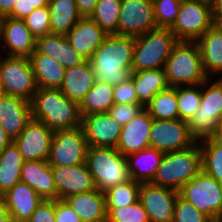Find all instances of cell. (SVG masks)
<instances>
[{"label":"cell","mask_w":222,"mask_h":222,"mask_svg":"<svg viewBox=\"0 0 222 222\" xmlns=\"http://www.w3.org/2000/svg\"><path fill=\"white\" fill-rule=\"evenodd\" d=\"M135 37L108 34L89 60L94 82L117 85L130 78Z\"/></svg>","instance_id":"cell-1"},{"label":"cell","mask_w":222,"mask_h":222,"mask_svg":"<svg viewBox=\"0 0 222 222\" xmlns=\"http://www.w3.org/2000/svg\"><path fill=\"white\" fill-rule=\"evenodd\" d=\"M32 119L43 122L53 132L81 126L79 104L59 88L38 87L31 100Z\"/></svg>","instance_id":"cell-2"},{"label":"cell","mask_w":222,"mask_h":222,"mask_svg":"<svg viewBox=\"0 0 222 222\" xmlns=\"http://www.w3.org/2000/svg\"><path fill=\"white\" fill-rule=\"evenodd\" d=\"M201 170L202 153L199 142H196L186 149L164 153L150 183L179 191Z\"/></svg>","instance_id":"cell-3"},{"label":"cell","mask_w":222,"mask_h":222,"mask_svg":"<svg viewBox=\"0 0 222 222\" xmlns=\"http://www.w3.org/2000/svg\"><path fill=\"white\" fill-rule=\"evenodd\" d=\"M85 163L95 187L103 193L132 180L126 157L115 147L89 146Z\"/></svg>","instance_id":"cell-4"},{"label":"cell","mask_w":222,"mask_h":222,"mask_svg":"<svg viewBox=\"0 0 222 222\" xmlns=\"http://www.w3.org/2000/svg\"><path fill=\"white\" fill-rule=\"evenodd\" d=\"M164 71L169 87L202 84L208 78L196 41H177L165 62Z\"/></svg>","instance_id":"cell-5"},{"label":"cell","mask_w":222,"mask_h":222,"mask_svg":"<svg viewBox=\"0 0 222 222\" xmlns=\"http://www.w3.org/2000/svg\"><path fill=\"white\" fill-rule=\"evenodd\" d=\"M177 41L169 28H156L135 37L132 72L164 68Z\"/></svg>","instance_id":"cell-6"},{"label":"cell","mask_w":222,"mask_h":222,"mask_svg":"<svg viewBox=\"0 0 222 222\" xmlns=\"http://www.w3.org/2000/svg\"><path fill=\"white\" fill-rule=\"evenodd\" d=\"M219 78L216 81L213 80L212 83L211 79L207 78L201 84L200 106L188 121L191 135L196 142L212 138L222 121V77Z\"/></svg>","instance_id":"cell-7"},{"label":"cell","mask_w":222,"mask_h":222,"mask_svg":"<svg viewBox=\"0 0 222 222\" xmlns=\"http://www.w3.org/2000/svg\"><path fill=\"white\" fill-rule=\"evenodd\" d=\"M179 195L213 222L222 214V184L203 170L181 187Z\"/></svg>","instance_id":"cell-8"},{"label":"cell","mask_w":222,"mask_h":222,"mask_svg":"<svg viewBox=\"0 0 222 222\" xmlns=\"http://www.w3.org/2000/svg\"><path fill=\"white\" fill-rule=\"evenodd\" d=\"M0 88L6 95L31 102L38 87L29 57H0Z\"/></svg>","instance_id":"cell-9"},{"label":"cell","mask_w":222,"mask_h":222,"mask_svg":"<svg viewBox=\"0 0 222 222\" xmlns=\"http://www.w3.org/2000/svg\"><path fill=\"white\" fill-rule=\"evenodd\" d=\"M213 25L211 3L182 0L170 30L178 41H197Z\"/></svg>","instance_id":"cell-10"},{"label":"cell","mask_w":222,"mask_h":222,"mask_svg":"<svg viewBox=\"0 0 222 222\" xmlns=\"http://www.w3.org/2000/svg\"><path fill=\"white\" fill-rule=\"evenodd\" d=\"M88 143L82 127L54 131L48 163L50 166H72L85 163Z\"/></svg>","instance_id":"cell-11"},{"label":"cell","mask_w":222,"mask_h":222,"mask_svg":"<svg viewBox=\"0 0 222 222\" xmlns=\"http://www.w3.org/2000/svg\"><path fill=\"white\" fill-rule=\"evenodd\" d=\"M150 147L170 153L186 149L196 143L192 137L188 122L185 120H159L153 119L150 133Z\"/></svg>","instance_id":"cell-12"},{"label":"cell","mask_w":222,"mask_h":222,"mask_svg":"<svg viewBox=\"0 0 222 222\" xmlns=\"http://www.w3.org/2000/svg\"><path fill=\"white\" fill-rule=\"evenodd\" d=\"M156 28L152 0H121L118 35L137 37Z\"/></svg>","instance_id":"cell-13"},{"label":"cell","mask_w":222,"mask_h":222,"mask_svg":"<svg viewBox=\"0 0 222 222\" xmlns=\"http://www.w3.org/2000/svg\"><path fill=\"white\" fill-rule=\"evenodd\" d=\"M178 194L179 191L171 188L140 183L139 202L150 222H172Z\"/></svg>","instance_id":"cell-14"},{"label":"cell","mask_w":222,"mask_h":222,"mask_svg":"<svg viewBox=\"0 0 222 222\" xmlns=\"http://www.w3.org/2000/svg\"><path fill=\"white\" fill-rule=\"evenodd\" d=\"M53 134L43 122L31 119L13 142L24 161H48Z\"/></svg>","instance_id":"cell-15"},{"label":"cell","mask_w":222,"mask_h":222,"mask_svg":"<svg viewBox=\"0 0 222 222\" xmlns=\"http://www.w3.org/2000/svg\"><path fill=\"white\" fill-rule=\"evenodd\" d=\"M56 186V199L96 189L86 163L72 166H51Z\"/></svg>","instance_id":"cell-16"},{"label":"cell","mask_w":222,"mask_h":222,"mask_svg":"<svg viewBox=\"0 0 222 222\" xmlns=\"http://www.w3.org/2000/svg\"><path fill=\"white\" fill-rule=\"evenodd\" d=\"M81 127L88 146L98 147L116 148L122 130L108 112L82 116Z\"/></svg>","instance_id":"cell-17"},{"label":"cell","mask_w":222,"mask_h":222,"mask_svg":"<svg viewBox=\"0 0 222 222\" xmlns=\"http://www.w3.org/2000/svg\"><path fill=\"white\" fill-rule=\"evenodd\" d=\"M0 44L8 48L7 56L29 57L35 50L36 38L23 19L0 18Z\"/></svg>","instance_id":"cell-18"},{"label":"cell","mask_w":222,"mask_h":222,"mask_svg":"<svg viewBox=\"0 0 222 222\" xmlns=\"http://www.w3.org/2000/svg\"><path fill=\"white\" fill-rule=\"evenodd\" d=\"M153 122L146 109L122 126L116 149L127 156L150 147L149 133Z\"/></svg>","instance_id":"cell-19"},{"label":"cell","mask_w":222,"mask_h":222,"mask_svg":"<svg viewBox=\"0 0 222 222\" xmlns=\"http://www.w3.org/2000/svg\"><path fill=\"white\" fill-rule=\"evenodd\" d=\"M12 222H28L43 198L28 184L19 182L1 196Z\"/></svg>","instance_id":"cell-20"},{"label":"cell","mask_w":222,"mask_h":222,"mask_svg":"<svg viewBox=\"0 0 222 222\" xmlns=\"http://www.w3.org/2000/svg\"><path fill=\"white\" fill-rule=\"evenodd\" d=\"M107 35L90 17H82L65 36L73 48L89 61Z\"/></svg>","instance_id":"cell-21"},{"label":"cell","mask_w":222,"mask_h":222,"mask_svg":"<svg viewBox=\"0 0 222 222\" xmlns=\"http://www.w3.org/2000/svg\"><path fill=\"white\" fill-rule=\"evenodd\" d=\"M31 119V102L9 95L0 101V125L12 140L20 135Z\"/></svg>","instance_id":"cell-22"},{"label":"cell","mask_w":222,"mask_h":222,"mask_svg":"<svg viewBox=\"0 0 222 222\" xmlns=\"http://www.w3.org/2000/svg\"><path fill=\"white\" fill-rule=\"evenodd\" d=\"M21 182L28 184L44 200H56L54 176L48 161H24Z\"/></svg>","instance_id":"cell-23"},{"label":"cell","mask_w":222,"mask_h":222,"mask_svg":"<svg viewBox=\"0 0 222 222\" xmlns=\"http://www.w3.org/2000/svg\"><path fill=\"white\" fill-rule=\"evenodd\" d=\"M64 201L74 210L82 222H106L105 193L97 188L92 191L70 195Z\"/></svg>","instance_id":"cell-24"},{"label":"cell","mask_w":222,"mask_h":222,"mask_svg":"<svg viewBox=\"0 0 222 222\" xmlns=\"http://www.w3.org/2000/svg\"><path fill=\"white\" fill-rule=\"evenodd\" d=\"M202 67L208 78L222 73V26L214 24L197 41ZM213 74V75H210Z\"/></svg>","instance_id":"cell-25"},{"label":"cell","mask_w":222,"mask_h":222,"mask_svg":"<svg viewBox=\"0 0 222 222\" xmlns=\"http://www.w3.org/2000/svg\"><path fill=\"white\" fill-rule=\"evenodd\" d=\"M94 84V72L89 61L66 69L60 91L80 104Z\"/></svg>","instance_id":"cell-26"},{"label":"cell","mask_w":222,"mask_h":222,"mask_svg":"<svg viewBox=\"0 0 222 222\" xmlns=\"http://www.w3.org/2000/svg\"><path fill=\"white\" fill-rule=\"evenodd\" d=\"M130 78L135 87L139 103L144 107L161 91L169 88L164 68L131 72Z\"/></svg>","instance_id":"cell-27"},{"label":"cell","mask_w":222,"mask_h":222,"mask_svg":"<svg viewBox=\"0 0 222 222\" xmlns=\"http://www.w3.org/2000/svg\"><path fill=\"white\" fill-rule=\"evenodd\" d=\"M37 87L60 88L66 68L52 57L38 53L36 50L29 56Z\"/></svg>","instance_id":"cell-28"},{"label":"cell","mask_w":222,"mask_h":222,"mask_svg":"<svg viewBox=\"0 0 222 222\" xmlns=\"http://www.w3.org/2000/svg\"><path fill=\"white\" fill-rule=\"evenodd\" d=\"M164 153L148 147L126 156L131 178L139 183H149L153 180Z\"/></svg>","instance_id":"cell-29"},{"label":"cell","mask_w":222,"mask_h":222,"mask_svg":"<svg viewBox=\"0 0 222 222\" xmlns=\"http://www.w3.org/2000/svg\"><path fill=\"white\" fill-rule=\"evenodd\" d=\"M51 34L66 35L82 18L75 0H49Z\"/></svg>","instance_id":"cell-30"},{"label":"cell","mask_w":222,"mask_h":222,"mask_svg":"<svg viewBox=\"0 0 222 222\" xmlns=\"http://www.w3.org/2000/svg\"><path fill=\"white\" fill-rule=\"evenodd\" d=\"M23 163L22 155L13 141L0 153V197L21 182Z\"/></svg>","instance_id":"cell-31"},{"label":"cell","mask_w":222,"mask_h":222,"mask_svg":"<svg viewBox=\"0 0 222 222\" xmlns=\"http://www.w3.org/2000/svg\"><path fill=\"white\" fill-rule=\"evenodd\" d=\"M113 89L114 86L111 84L94 82L79 104L81 117L95 113H107L114 104Z\"/></svg>","instance_id":"cell-32"},{"label":"cell","mask_w":222,"mask_h":222,"mask_svg":"<svg viewBox=\"0 0 222 222\" xmlns=\"http://www.w3.org/2000/svg\"><path fill=\"white\" fill-rule=\"evenodd\" d=\"M145 109L153 119H179L177 87H169L164 91L158 92L145 106Z\"/></svg>","instance_id":"cell-33"},{"label":"cell","mask_w":222,"mask_h":222,"mask_svg":"<svg viewBox=\"0 0 222 222\" xmlns=\"http://www.w3.org/2000/svg\"><path fill=\"white\" fill-rule=\"evenodd\" d=\"M202 170L222 184V144L213 138L199 141Z\"/></svg>","instance_id":"cell-34"},{"label":"cell","mask_w":222,"mask_h":222,"mask_svg":"<svg viewBox=\"0 0 222 222\" xmlns=\"http://www.w3.org/2000/svg\"><path fill=\"white\" fill-rule=\"evenodd\" d=\"M121 0H98L94 12L89 16L107 34H117Z\"/></svg>","instance_id":"cell-35"},{"label":"cell","mask_w":222,"mask_h":222,"mask_svg":"<svg viewBox=\"0 0 222 222\" xmlns=\"http://www.w3.org/2000/svg\"><path fill=\"white\" fill-rule=\"evenodd\" d=\"M140 183L129 180L105 192L106 208H124L139 200Z\"/></svg>","instance_id":"cell-36"},{"label":"cell","mask_w":222,"mask_h":222,"mask_svg":"<svg viewBox=\"0 0 222 222\" xmlns=\"http://www.w3.org/2000/svg\"><path fill=\"white\" fill-rule=\"evenodd\" d=\"M201 98V84L178 86L177 102L179 118L188 122L199 108Z\"/></svg>","instance_id":"cell-37"},{"label":"cell","mask_w":222,"mask_h":222,"mask_svg":"<svg viewBox=\"0 0 222 222\" xmlns=\"http://www.w3.org/2000/svg\"><path fill=\"white\" fill-rule=\"evenodd\" d=\"M182 0H152L157 28H171L176 21Z\"/></svg>","instance_id":"cell-38"},{"label":"cell","mask_w":222,"mask_h":222,"mask_svg":"<svg viewBox=\"0 0 222 222\" xmlns=\"http://www.w3.org/2000/svg\"><path fill=\"white\" fill-rule=\"evenodd\" d=\"M106 222H150L139 200L124 208H106Z\"/></svg>","instance_id":"cell-39"},{"label":"cell","mask_w":222,"mask_h":222,"mask_svg":"<svg viewBox=\"0 0 222 222\" xmlns=\"http://www.w3.org/2000/svg\"><path fill=\"white\" fill-rule=\"evenodd\" d=\"M23 21L35 38L51 34L48 6L36 8Z\"/></svg>","instance_id":"cell-40"},{"label":"cell","mask_w":222,"mask_h":222,"mask_svg":"<svg viewBox=\"0 0 222 222\" xmlns=\"http://www.w3.org/2000/svg\"><path fill=\"white\" fill-rule=\"evenodd\" d=\"M172 222H213L208 216L197 210L190 202L177 196Z\"/></svg>","instance_id":"cell-41"},{"label":"cell","mask_w":222,"mask_h":222,"mask_svg":"<svg viewBox=\"0 0 222 222\" xmlns=\"http://www.w3.org/2000/svg\"><path fill=\"white\" fill-rule=\"evenodd\" d=\"M35 50L52 57L56 62L61 58L62 35L48 34L36 38Z\"/></svg>","instance_id":"cell-42"},{"label":"cell","mask_w":222,"mask_h":222,"mask_svg":"<svg viewBox=\"0 0 222 222\" xmlns=\"http://www.w3.org/2000/svg\"><path fill=\"white\" fill-rule=\"evenodd\" d=\"M145 107L140 103L134 104H113L108 113L110 116L120 123L126 125L130 119L142 112Z\"/></svg>","instance_id":"cell-43"},{"label":"cell","mask_w":222,"mask_h":222,"mask_svg":"<svg viewBox=\"0 0 222 222\" xmlns=\"http://www.w3.org/2000/svg\"><path fill=\"white\" fill-rule=\"evenodd\" d=\"M113 98L115 104L139 103L134 84L131 78L114 85Z\"/></svg>","instance_id":"cell-44"},{"label":"cell","mask_w":222,"mask_h":222,"mask_svg":"<svg viewBox=\"0 0 222 222\" xmlns=\"http://www.w3.org/2000/svg\"><path fill=\"white\" fill-rule=\"evenodd\" d=\"M86 60L73 48L66 36L62 35V52L58 63L66 69L78 66Z\"/></svg>","instance_id":"cell-45"},{"label":"cell","mask_w":222,"mask_h":222,"mask_svg":"<svg viewBox=\"0 0 222 222\" xmlns=\"http://www.w3.org/2000/svg\"><path fill=\"white\" fill-rule=\"evenodd\" d=\"M48 3L49 0H18L16 1L13 12L9 15V17L23 19L36 8L48 6Z\"/></svg>","instance_id":"cell-46"},{"label":"cell","mask_w":222,"mask_h":222,"mask_svg":"<svg viewBox=\"0 0 222 222\" xmlns=\"http://www.w3.org/2000/svg\"><path fill=\"white\" fill-rule=\"evenodd\" d=\"M28 222H55V200H43Z\"/></svg>","instance_id":"cell-47"},{"label":"cell","mask_w":222,"mask_h":222,"mask_svg":"<svg viewBox=\"0 0 222 222\" xmlns=\"http://www.w3.org/2000/svg\"><path fill=\"white\" fill-rule=\"evenodd\" d=\"M55 222H82L74 210L61 199L55 200Z\"/></svg>","instance_id":"cell-48"},{"label":"cell","mask_w":222,"mask_h":222,"mask_svg":"<svg viewBox=\"0 0 222 222\" xmlns=\"http://www.w3.org/2000/svg\"><path fill=\"white\" fill-rule=\"evenodd\" d=\"M82 17H89L95 10L98 0H75Z\"/></svg>","instance_id":"cell-49"},{"label":"cell","mask_w":222,"mask_h":222,"mask_svg":"<svg viewBox=\"0 0 222 222\" xmlns=\"http://www.w3.org/2000/svg\"><path fill=\"white\" fill-rule=\"evenodd\" d=\"M211 7L214 24L222 26V0H212Z\"/></svg>","instance_id":"cell-50"},{"label":"cell","mask_w":222,"mask_h":222,"mask_svg":"<svg viewBox=\"0 0 222 222\" xmlns=\"http://www.w3.org/2000/svg\"><path fill=\"white\" fill-rule=\"evenodd\" d=\"M16 1L18 0H0V18L7 17L13 12Z\"/></svg>","instance_id":"cell-51"},{"label":"cell","mask_w":222,"mask_h":222,"mask_svg":"<svg viewBox=\"0 0 222 222\" xmlns=\"http://www.w3.org/2000/svg\"><path fill=\"white\" fill-rule=\"evenodd\" d=\"M13 140L4 132L0 125V153L12 142Z\"/></svg>","instance_id":"cell-52"},{"label":"cell","mask_w":222,"mask_h":222,"mask_svg":"<svg viewBox=\"0 0 222 222\" xmlns=\"http://www.w3.org/2000/svg\"><path fill=\"white\" fill-rule=\"evenodd\" d=\"M0 222H12L10 218V214L1 197H0Z\"/></svg>","instance_id":"cell-53"},{"label":"cell","mask_w":222,"mask_h":222,"mask_svg":"<svg viewBox=\"0 0 222 222\" xmlns=\"http://www.w3.org/2000/svg\"><path fill=\"white\" fill-rule=\"evenodd\" d=\"M217 143L222 144V121L218 125L217 132L212 137Z\"/></svg>","instance_id":"cell-54"},{"label":"cell","mask_w":222,"mask_h":222,"mask_svg":"<svg viewBox=\"0 0 222 222\" xmlns=\"http://www.w3.org/2000/svg\"><path fill=\"white\" fill-rule=\"evenodd\" d=\"M5 92L0 88V101L2 100V98L5 96Z\"/></svg>","instance_id":"cell-55"},{"label":"cell","mask_w":222,"mask_h":222,"mask_svg":"<svg viewBox=\"0 0 222 222\" xmlns=\"http://www.w3.org/2000/svg\"><path fill=\"white\" fill-rule=\"evenodd\" d=\"M215 222H222V214L217 217Z\"/></svg>","instance_id":"cell-56"},{"label":"cell","mask_w":222,"mask_h":222,"mask_svg":"<svg viewBox=\"0 0 222 222\" xmlns=\"http://www.w3.org/2000/svg\"><path fill=\"white\" fill-rule=\"evenodd\" d=\"M197 1H203V2H207V3H212V0H197Z\"/></svg>","instance_id":"cell-57"}]
</instances>
